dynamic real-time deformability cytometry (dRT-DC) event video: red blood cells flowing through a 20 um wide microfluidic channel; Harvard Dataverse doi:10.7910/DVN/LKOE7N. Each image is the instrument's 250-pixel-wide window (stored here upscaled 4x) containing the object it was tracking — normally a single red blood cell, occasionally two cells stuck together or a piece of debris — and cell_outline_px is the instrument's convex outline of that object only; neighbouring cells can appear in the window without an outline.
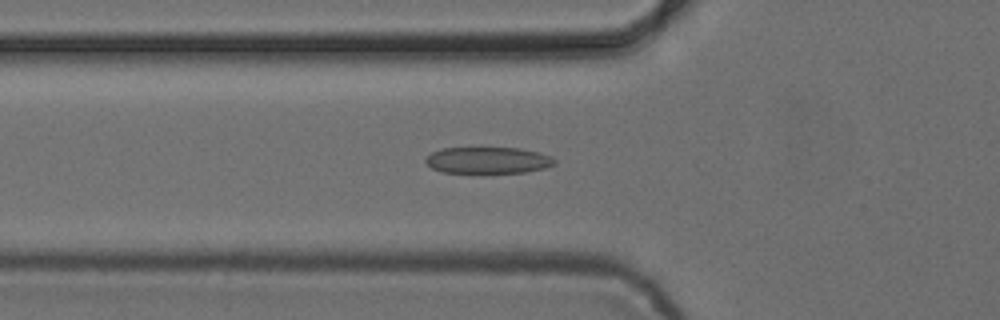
{"species": "common noctule bat (a hibernating species)", "species_latin": "Nyctalus noctula", "temperature_condition": "cold", "stored_images_in_passage": 23, "camera_frame_rate_fps": 3000, "um_per_image_px": 0.085, "animal": {"sex": "female", "body_mass_g": 24.6, "forearm_length_mm": 56.2}, "frame": {"image": 1, "passage_image": 19, "time_ms": 6.0, "image_size_px": [1000, 320], "cell_outline_px": [[556, 164], [544, 168], [524, 172], [444, 172], [432, 168], [424, 160], [432, 152], [444, 148], [520, 148], [536, 152], [548, 156], [556, 160]], "centroid_in_image_um": [41.47, 13.61], "position_along_channel_um": 84.3, "area_um2": 19.48}}
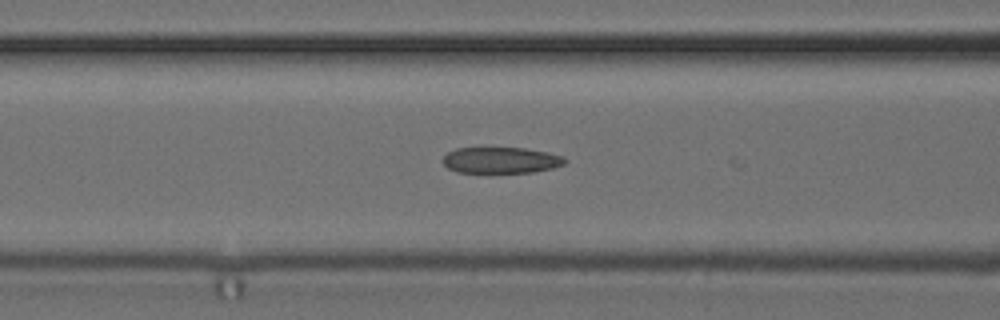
{"frame": {"image": 2, "passage_image": 22, "time_ms": 7.0, "image_size_px": [1000, 320], "cell_outline_px": [[568, 160], [564, 164], [552, 168], [532, 172], [456, 172], [448, 168], [444, 164], [444, 156], [448, 152], [456, 148], [480, 144], [524, 148], [548, 152], [564, 156]], "centroid_in_image_um": [42.55, 13.55], "position_along_channel_um": 124.1, "area_um2": 19.48}}